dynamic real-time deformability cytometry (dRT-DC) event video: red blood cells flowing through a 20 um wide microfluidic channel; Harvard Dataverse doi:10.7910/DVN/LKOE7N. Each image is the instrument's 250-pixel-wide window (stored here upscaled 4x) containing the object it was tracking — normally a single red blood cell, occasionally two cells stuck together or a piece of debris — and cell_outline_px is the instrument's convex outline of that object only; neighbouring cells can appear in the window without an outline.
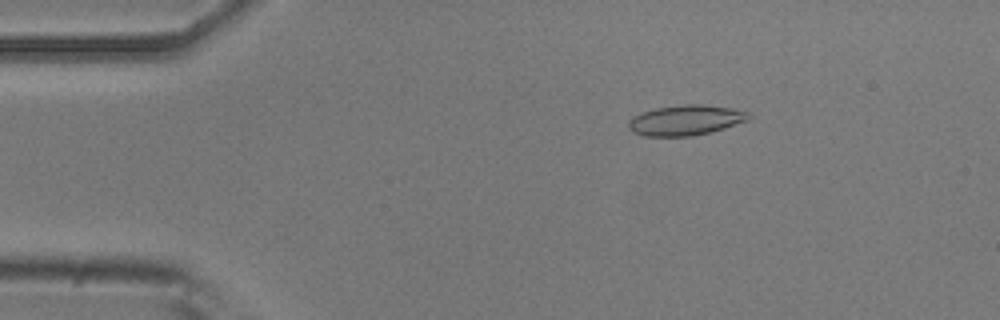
{"species": "common noctule bat (a hibernating species)", "species_latin": "Nyctalus noctula", "temperature_condition": "room temperature", "stored_images_in_passage": 51, "camera_frame_rate_fps": 3000, "um_per_image_px": 0.085, "animal": {"sex": "male", "body_mass_g": 20.5, "forearm_length_mm": 52.5}, "frame": {"image": 1, "passage_image": 8, "time_ms": 2.333, "image_size_px": [1000, 320], "cell_outline_px": [[752, 116], [748, 120], [724, 128], [692, 136], [644, 136], [632, 132], [628, 128], [628, 120], [632, 116], [640, 112], [656, 108], [684, 104], [704, 104], [732, 108], [752, 112]], "centroid_in_image_um": [58.27, 10.2], "position_along_channel_um": 26.7, "area_um2": 21.44}}
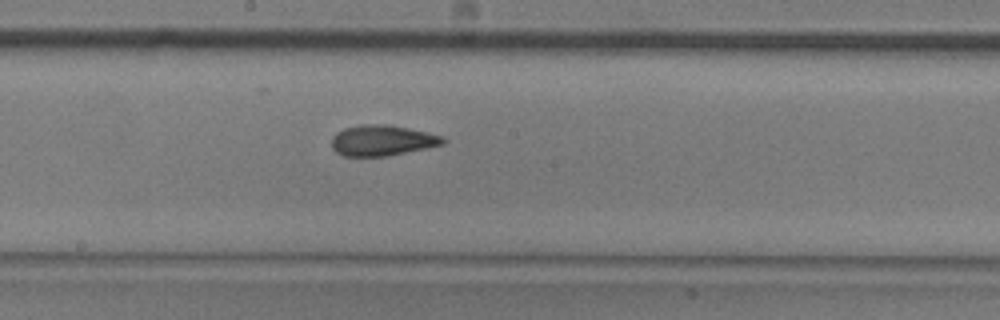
{"frame": {"image": 2, "passage_image": 27, "time_ms": 8.667, "image_size_px": [1000, 320], "cell_outline_px": [[448, 140], [444, 144], [428, 148], [388, 156], [344, 156], [336, 152], [332, 148], [332, 136], [336, 132], [344, 128], [360, 124], [384, 124], [408, 128], [428, 132], [444, 136]], "centroid_in_image_um": [32.51, 11.93], "position_along_channel_um": 215.7, "area_um2": 20.17}}
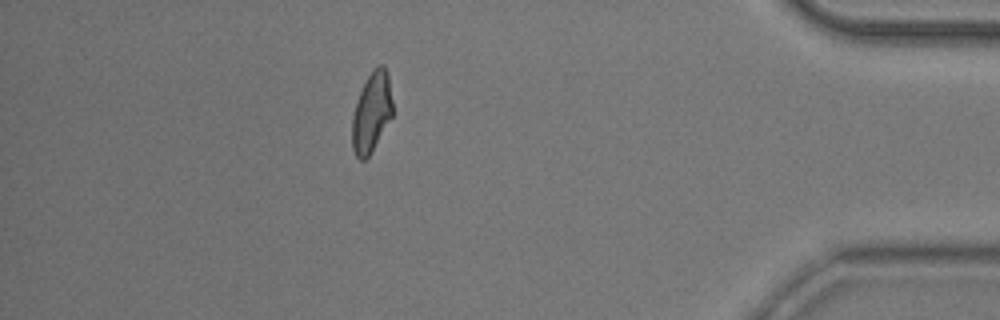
{"frame": {"image": 3, "passage_image": 45, "time_ms": 14.667, "image_size_px": [1000, 320], "cell_outline_px": [[392, 116], [368, 156], [364, 160], [360, 160], [356, 156], [352, 148], [352, 116], [360, 92], [372, 68], [376, 64], [384, 64], [388, 72], [392, 100]], "centroid_in_image_um": [31.59, 9.49], "position_along_channel_um": 403.6, "area_um2": 18.73}, "authors_computed_cell_mechanics": {"area_um2": 19.8254, "velocity_mm_per_s": 3.8914, "shape_relaxation_time_tau1_ms": 4.8467, "shape_relaxation_time_tau2_ms": 2.2546, "deformation_change_tau1": 0.1709, "deformation_change_tau2": 0.0916}}